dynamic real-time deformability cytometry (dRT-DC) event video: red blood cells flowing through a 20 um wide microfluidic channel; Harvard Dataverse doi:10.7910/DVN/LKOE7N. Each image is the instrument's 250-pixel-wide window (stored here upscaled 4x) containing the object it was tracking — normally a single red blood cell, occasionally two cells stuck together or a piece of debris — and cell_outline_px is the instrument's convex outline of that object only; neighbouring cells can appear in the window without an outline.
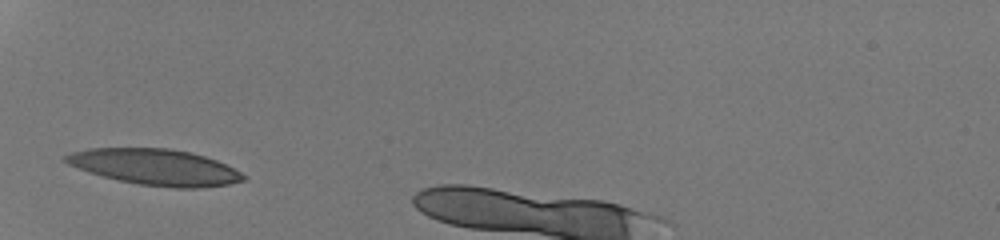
{"species": "human", "species_latin": "Homo sapiens", "temperature_condition": "room temperature", "stored_images_in_passage": 26, "camera_frame_rate_fps": 3000, "um_per_image_px": 0.085, "donor": {"sex": "male"}, "frame": {"image": 1, "passage_image": 1, "time_ms": 0.0, "image_size_px": [1000, 240], "cell_outline_px": [[244, 180], [228, 184], [196, 188], [176, 188], [140, 184], [120, 180], [88, 172], [68, 164], [64, 160], [64, 156], [72, 152], [88, 148], [168, 148], [192, 152], [216, 160], [240, 172], [244, 176]], "centroid_in_image_um": [13.16, 14.19], "position_along_channel_um": 71.8, "area_um2": 36.88}}
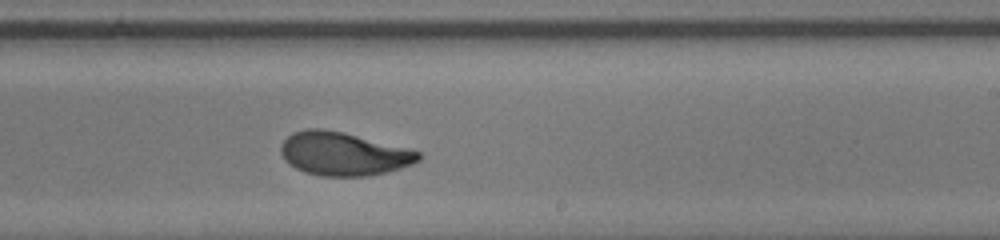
{"frame": {"image": 2, "passage_image": 15, "time_ms": 4.667, "image_size_px": [1000, 240], "cell_outline_px": [[420, 160], [412, 164], [388, 172], [368, 176], [320, 176], [304, 172], [288, 164], [284, 160], [280, 152], [280, 144], [292, 132], [304, 128], [320, 128], [344, 132], [408, 148], [420, 152]], "centroid_in_image_um": [29.16, 13.07], "position_along_channel_um": 259.8, "area_um2": 35.08}}
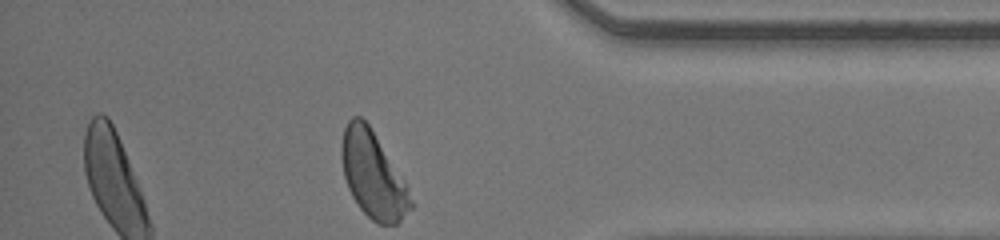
{"frame": {"image": 3, "passage_image": 26, "time_ms": 8.333, "image_size_px": [1000, 240], "cell_outline_px": [[416, 204], [396, 224], [380, 224], [372, 220], [356, 204], [348, 188], [344, 176], [340, 156], [340, 148], [344, 128], [348, 120], [352, 116], [360, 116], [368, 124], [408, 188]], "centroid_in_image_um": [31.68, 14.88], "position_along_channel_um": 403.5, "area_um2": 34.51}, "authors_computed_cell_mechanics": {"area_um2": 35.258, "velocity_mm_per_s": 4.2438, "shape_relaxation_time_tau1_ms": 2.7334, "shape_relaxation_time_tau2_ms": 0.797, "deformation_change_tau1": 0.1572, "deformation_change_tau2": 0.064}}